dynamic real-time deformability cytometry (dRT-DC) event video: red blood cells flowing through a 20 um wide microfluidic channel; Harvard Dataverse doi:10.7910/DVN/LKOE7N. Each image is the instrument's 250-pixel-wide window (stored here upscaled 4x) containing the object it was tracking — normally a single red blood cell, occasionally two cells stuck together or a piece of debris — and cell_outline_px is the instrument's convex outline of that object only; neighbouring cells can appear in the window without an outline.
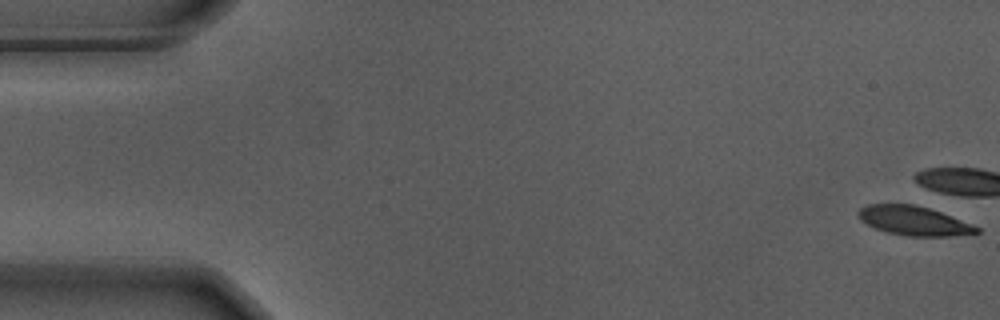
{"species": "Egyptian fruit bat (a non-hibernating species)", "species_latin": "Rousettus aegyptiacus", "temperature_condition": "warm", "stored_images_in_passage": 3, "camera_frame_rate_fps": 3000, "um_per_image_px": 0.085, "animal": {"sex": "male"}, "frame": {"image": 1, "passage_image": 1, "time_ms": 0.0, "image_size_px": [1000, 320], "cell_outline_px": [[980, 232], [948, 236], [908, 236], [888, 232], [876, 228], [860, 220], [856, 212], [860, 208], [868, 204], [916, 204], [940, 212], [980, 228]], "centroid_in_image_um": [77.62, 18.75], "position_along_channel_um": 7.4, "area_um2": 19.83}}